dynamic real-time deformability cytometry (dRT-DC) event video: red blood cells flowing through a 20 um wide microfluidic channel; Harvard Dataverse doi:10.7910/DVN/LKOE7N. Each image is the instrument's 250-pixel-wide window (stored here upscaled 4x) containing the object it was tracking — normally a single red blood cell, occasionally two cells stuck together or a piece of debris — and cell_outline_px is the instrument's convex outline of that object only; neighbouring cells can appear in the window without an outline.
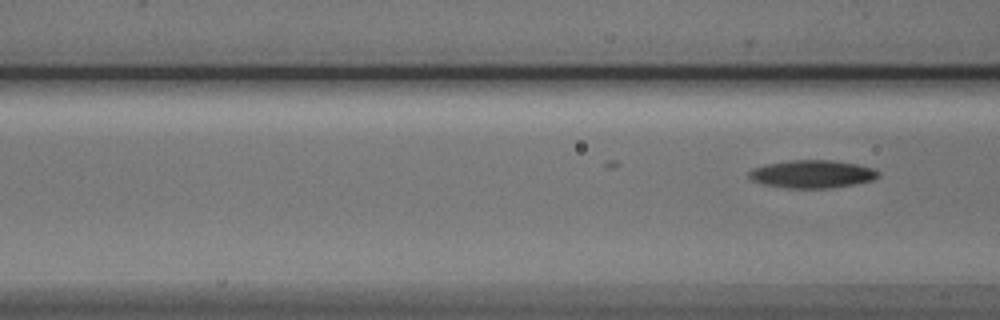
{"species": "Egyptian fruit bat (a non-hibernating species)", "species_latin": "Rousettus aegyptiacus", "temperature_condition": "cold", "stored_images_in_passage": 6, "segment_of_instrument_passage": [2, 2], "camera_frame_rate_fps": 3000, "um_per_image_px": 0.085, "animal": {"sex": "male"}, "frame": {"image": 1, "passage_image": 6, "time_ms": 7.333, "image_size_px": [1000, 320], "cell_outline_px": [[880, 172], [872, 180], [852, 184], [828, 188], [788, 188], [764, 184], [752, 180], [748, 176], [748, 172], [752, 168], [768, 164], [788, 160], [828, 160], [856, 164], [872, 168]], "centroid_in_image_um": [68.98, 14.79], "position_along_channel_um": 97.6, "area_um2": 20.69}}